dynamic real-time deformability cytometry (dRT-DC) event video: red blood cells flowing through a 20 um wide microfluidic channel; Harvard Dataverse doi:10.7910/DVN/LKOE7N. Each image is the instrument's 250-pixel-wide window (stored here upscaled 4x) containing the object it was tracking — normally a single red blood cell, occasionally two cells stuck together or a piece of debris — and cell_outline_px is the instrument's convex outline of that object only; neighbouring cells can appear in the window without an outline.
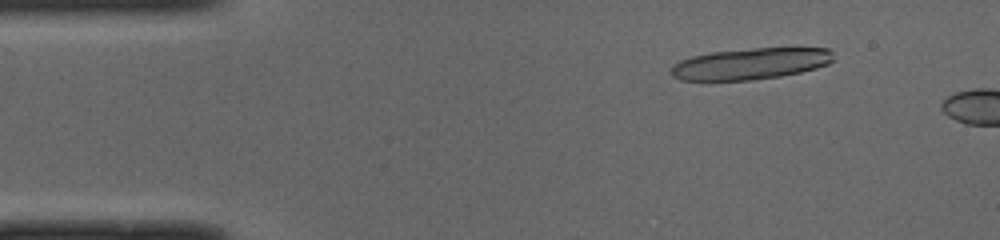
{"species": "common noctule bat (a hibernating species)", "species_latin": "Nyctalus noctula", "temperature_condition": "cold", "stored_images_in_passage": 5, "camera_frame_rate_fps": 3000, "um_per_image_px": 0.085, "animal": {"sex": "male", "body_mass_g": 19.0, "forearm_length_mm": 50.8}, "frame": {"image": 1, "passage_image": 2, "time_ms": 0.333, "image_size_px": [1000, 240], "cell_outline_px": [[832, 60], [828, 64], [816, 68], [800, 72], [780, 76], [752, 80], [680, 80], [672, 76], [668, 72], [672, 64], [680, 60], [692, 56], [712, 52], [752, 48], [828, 48], [832, 52]], "centroid_in_image_um": [63.74, 5.42], "position_along_channel_um": 21.3, "area_um2": 29.71}}